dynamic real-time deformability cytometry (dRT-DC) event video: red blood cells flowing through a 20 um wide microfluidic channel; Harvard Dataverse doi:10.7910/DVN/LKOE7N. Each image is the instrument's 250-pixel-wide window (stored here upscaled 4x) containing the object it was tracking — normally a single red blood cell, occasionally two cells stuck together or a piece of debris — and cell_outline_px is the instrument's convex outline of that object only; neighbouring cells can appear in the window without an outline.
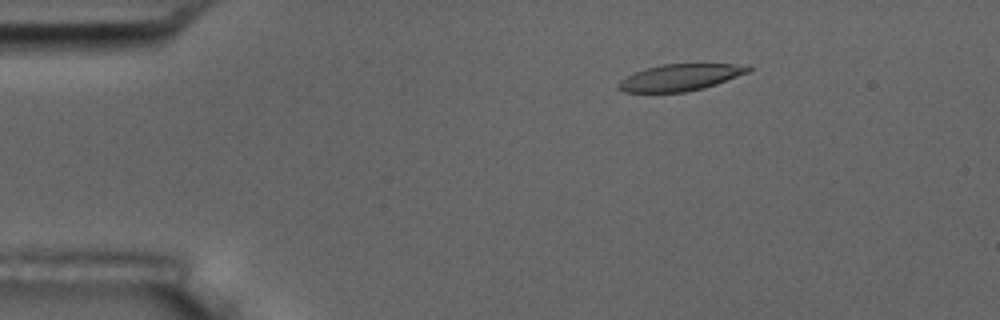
{"species": "common noctule bat (a hibernating species)", "species_latin": "Nyctalus noctula", "temperature_condition": "room temperature", "stored_images_in_passage": 12, "camera_frame_rate_fps": 3000, "um_per_image_px": 0.085, "animal": {"sex": "male", "body_mass_g": 17.5, "forearm_length_mm": 52.3}, "frame": {"image": 1, "passage_image": 9, "time_ms": 2.667, "image_size_px": [1000, 320], "cell_outline_px": [[752, 68], [748, 72], [716, 84], [704, 88], [684, 92], [624, 92], [616, 88], [616, 84], [620, 80], [644, 68], [664, 64], [732, 64]], "centroid_in_image_um": [57.74, 6.59], "position_along_channel_um": 27.3, "area_um2": 19.88}}